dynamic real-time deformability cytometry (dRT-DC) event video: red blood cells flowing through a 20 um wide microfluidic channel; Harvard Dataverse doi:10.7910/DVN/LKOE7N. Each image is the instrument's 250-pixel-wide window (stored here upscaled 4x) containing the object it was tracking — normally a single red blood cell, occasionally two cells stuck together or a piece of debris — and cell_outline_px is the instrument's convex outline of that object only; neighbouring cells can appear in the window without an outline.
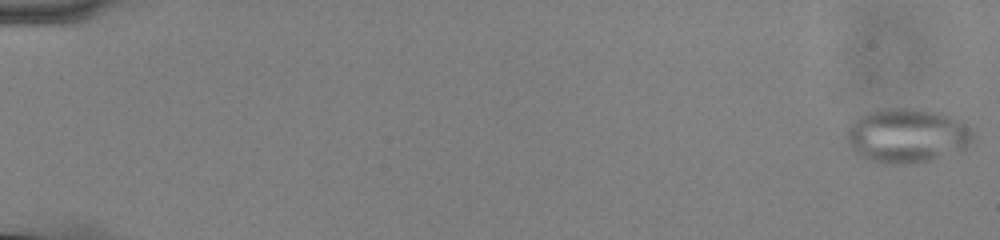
{"species": "common noctule bat (a hibernating species)", "species_latin": "Nyctalus noctula", "temperature_condition": "cold", "stored_images_in_passage": 56, "camera_frame_rate_fps": 3000, "um_per_image_px": 0.085, "animal": {"sex": "male", "body_mass_g": 13.0, "forearm_length_mm": 53.1}, "frame": {"image": 1, "passage_image": 1, "time_ms": 0.0, "image_size_px": [1000, 240], "cell_outline_px": [[972, 140], [964, 148], [932, 160], [904, 164], [892, 164], [872, 160], [856, 152], [848, 144], [848, 128], [860, 116], [876, 108], [920, 108], [944, 112], [960, 120], [972, 132]], "centroid_in_image_um": [77.12, 11.49], "position_along_channel_um": 7.9, "area_um2": 39.65}}
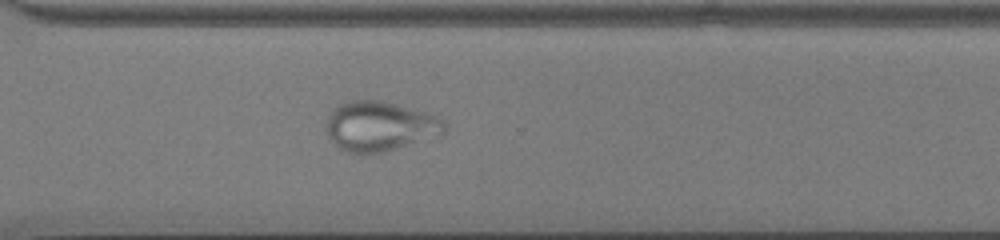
{"frame": {"image": 2, "passage_image": 42, "time_ms": 13.667, "image_size_px": [1000, 240], "cell_outline_px": [[448, 128], [444, 132], [384, 152], [348, 152], [340, 148], [328, 140], [324, 128], [328, 116], [340, 104], [348, 100], [380, 100], [428, 112], [440, 116], [444, 120]], "centroid_in_image_um": [32.25, 10.7], "position_along_channel_um": 338.3, "area_um2": 34.16}}
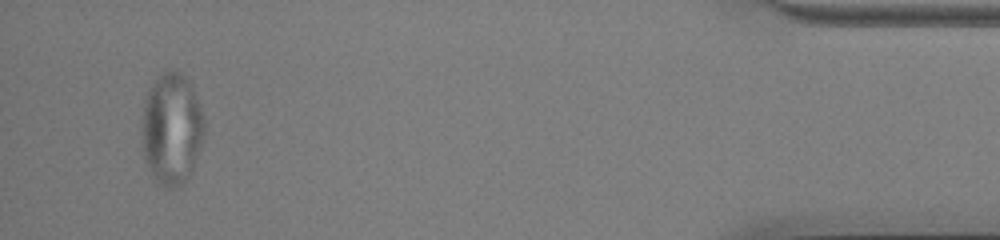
{"frame": {"image": 3, "passage_image": 54, "time_ms": 17.667, "image_size_px": [1000, 240], "cell_outline_px": [[204, 136], [192, 172], [180, 184], [172, 188], [168, 188], [160, 184], [152, 176], [144, 156], [140, 132], [144, 100], [148, 88], [168, 68], [172, 68], [180, 72], [192, 84], [204, 116]], "centroid_in_image_um": [14.58, 10.91], "position_along_channel_um": 420.6, "area_um2": 41.1}}